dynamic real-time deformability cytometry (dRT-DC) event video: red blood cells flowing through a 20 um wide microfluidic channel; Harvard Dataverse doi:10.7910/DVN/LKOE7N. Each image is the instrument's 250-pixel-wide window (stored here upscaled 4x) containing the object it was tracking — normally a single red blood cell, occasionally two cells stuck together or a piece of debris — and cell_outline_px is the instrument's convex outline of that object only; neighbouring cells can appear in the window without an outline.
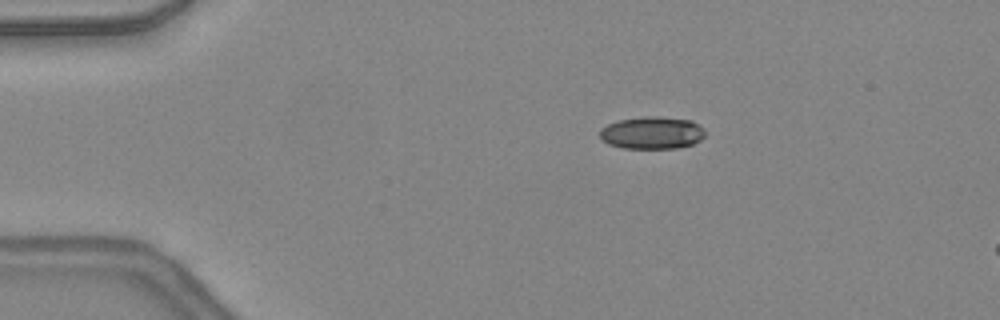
{"species": "common noctule bat (a hibernating species)", "species_latin": "Nyctalus noctula", "temperature_condition": "warm", "stored_images_in_passage": 13, "camera_frame_rate_fps": 3000, "um_per_image_px": 0.085, "animal": {"sex": "female", "body_mass_g": 24.6, "forearm_length_mm": 56.2}, "frame": {"image": 1, "passage_image": 8, "time_ms": 2.333, "image_size_px": [1000, 320], "cell_outline_px": [[704, 136], [700, 140], [692, 144], [676, 148], [624, 148], [608, 144], [600, 136], [600, 128], [608, 124], [620, 120], [644, 116], [656, 116], [692, 120], [704, 128]], "centroid_in_image_um": [55.43, 11.28], "position_along_channel_um": 29.6, "area_um2": 19.83}}